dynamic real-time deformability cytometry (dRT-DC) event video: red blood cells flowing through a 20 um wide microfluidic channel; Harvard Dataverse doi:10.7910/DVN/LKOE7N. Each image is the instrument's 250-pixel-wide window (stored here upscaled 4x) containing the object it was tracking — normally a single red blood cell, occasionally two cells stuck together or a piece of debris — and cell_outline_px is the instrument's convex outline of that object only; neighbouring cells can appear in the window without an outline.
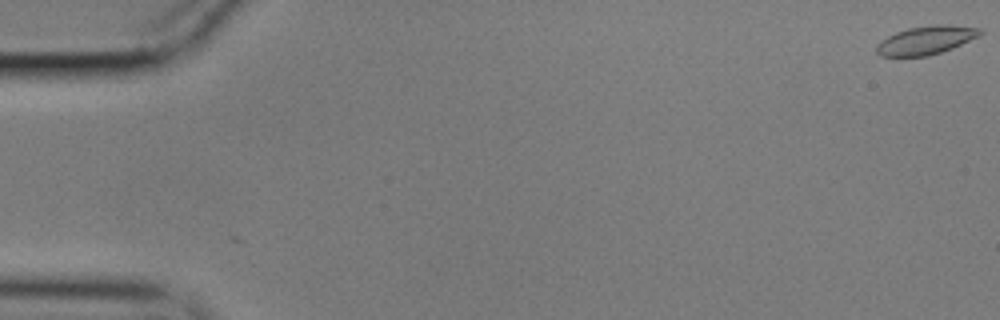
{"species": "common noctule bat (a hibernating species)", "species_latin": "Nyctalus noctula", "temperature_condition": "cold", "stored_images_in_passage": 10, "camera_frame_rate_fps": 3000, "um_per_image_px": 0.085, "animal": {"sex": "male", "body_mass_g": 17.9}, "frame": {"image": 1, "passage_image": 1, "time_ms": 0.0, "image_size_px": [1000, 320], "cell_outline_px": [[984, 32], [980, 36], [952, 48], [928, 56], [880, 56], [876, 52], [876, 44], [880, 40], [896, 32], [908, 28], [932, 24], [952, 24], [980, 28]], "centroid_in_image_um": [78.72, 3.4], "position_along_channel_um": 6.3, "area_um2": 17.4}}